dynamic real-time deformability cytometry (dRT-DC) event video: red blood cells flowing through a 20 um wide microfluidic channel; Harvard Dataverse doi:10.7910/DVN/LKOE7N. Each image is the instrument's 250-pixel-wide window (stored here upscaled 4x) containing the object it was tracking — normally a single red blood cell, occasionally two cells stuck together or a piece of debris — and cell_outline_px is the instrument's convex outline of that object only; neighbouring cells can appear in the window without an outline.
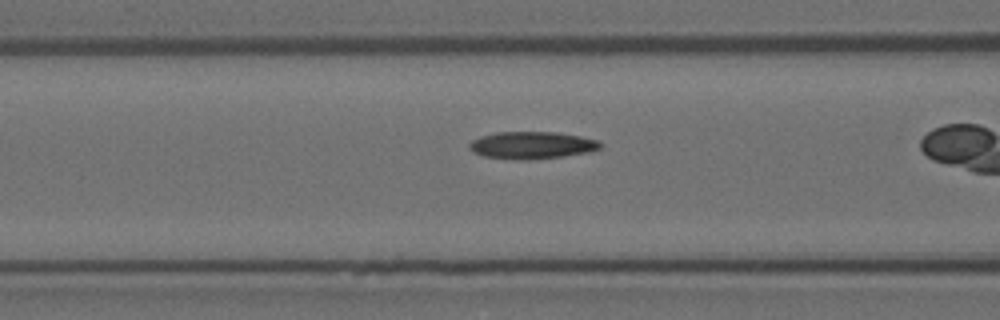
{"species": "Egyptian fruit bat (a non-hibernating species)", "species_latin": "Rousettus aegyptiacus", "temperature_condition": "room temperature", "stored_images_in_passage": 33, "camera_frame_rate_fps": 3000, "um_per_image_px": 0.085, "animal": {"sex": "female"}, "frame": {"image": 1, "passage_image": 11, "time_ms": 3.333, "image_size_px": [1000, 320], "cell_outline_px": [[604, 144], [600, 148], [588, 152], [560, 156], [528, 160], [520, 160], [484, 156], [472, 152], [468, 148], [468, 144], [472, 140], [480, 136], [496, 132], [556, 132], [580, 136], [600, 140]], "centroid_in_image_um": [45.2, 12.33], "position_along_channel_um": 121.4, "area_um2": 20.87}}
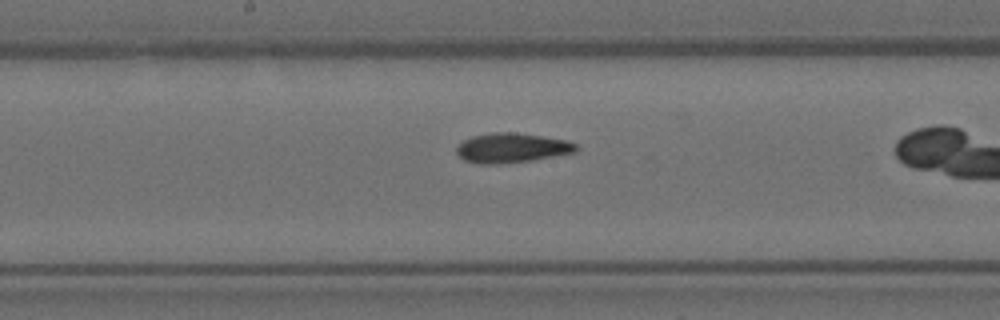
{"frame": {"image": 2, "passage_image": 18, "time_ms": 5.667, "image_size_px": [1000, 320], "cell_outline_px": [[580, 148], [576, 152], [532, 160], [500, 164], [480, 164], [464, 160], [456, 152], [456, 148], [464, 140], [472, 136], [492, 132], [516, 132], [568, 140], [576, 144]], "centroid_in_image_um": [43.52, 12.57], "position_along_channel_um": 204.7, "area_um2": 20.75}}
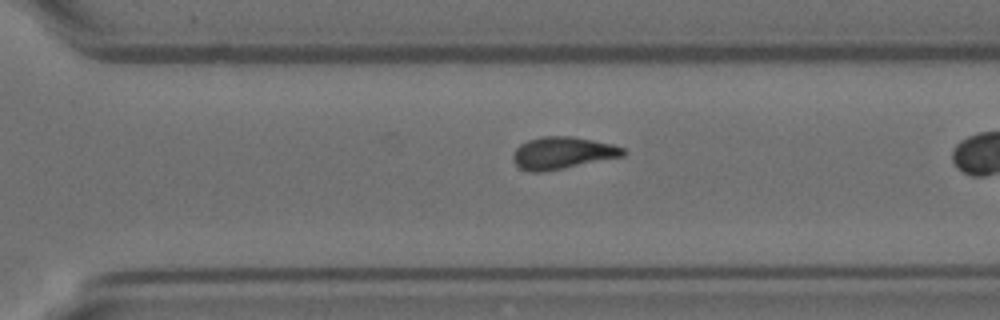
{"frame": {"image": 3, "passage_image": 28, "time_ms": 9.0, "image_size_px": [1000, 320], "cell_outline_px": [[628, 152], [624, 156], [564, 168], [540, 172], [528, 172], [520, 168], [512, 160], [512, 152], [520, 144], [528, 140], [540, 136], [572, 136], [612, 144], [624, 148]], "centroid_in_image_um": [47.79, 13.0], "position_along_channel_um": 322.8, "area_um2": 20.75}}